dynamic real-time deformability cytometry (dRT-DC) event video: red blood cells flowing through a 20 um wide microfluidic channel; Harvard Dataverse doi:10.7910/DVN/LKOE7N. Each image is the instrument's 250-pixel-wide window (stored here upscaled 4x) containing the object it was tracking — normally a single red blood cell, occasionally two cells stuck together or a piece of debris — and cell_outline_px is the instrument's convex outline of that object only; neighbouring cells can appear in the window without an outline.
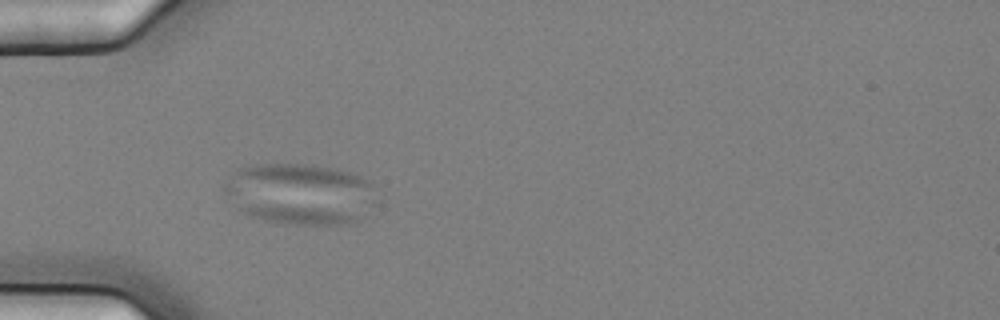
{"species": "common noctule bat (a hibernating species)", "species_latin": "Nyctalus noctula", "temperature_condition": "cold", "stored_images_in_passage": 2, "camera_frame_rate_fps": 3000, "um_per_image_px": 0.085, "animal": {"sex": "female", "body_mass_g": 25.1}, "frame": {"image": 1, "passage_image": 2, "time_ms": 0.333, "image_size_px": [1000, 320], "cell_outline_px": [[380, 200], [360, 220], [352, 224], [296, 224], [264, 220], [252, 216], [244, 212], [224, 192], [220, 184], [236, 168], [252, 164], [312, 164], [336, 168], [360, 176], [368, 180], [372, 184]], "centroid_in_image_um": [25.55, 16.46], "position_along_channel_um": 59.5, "area_um2": 55.14}}